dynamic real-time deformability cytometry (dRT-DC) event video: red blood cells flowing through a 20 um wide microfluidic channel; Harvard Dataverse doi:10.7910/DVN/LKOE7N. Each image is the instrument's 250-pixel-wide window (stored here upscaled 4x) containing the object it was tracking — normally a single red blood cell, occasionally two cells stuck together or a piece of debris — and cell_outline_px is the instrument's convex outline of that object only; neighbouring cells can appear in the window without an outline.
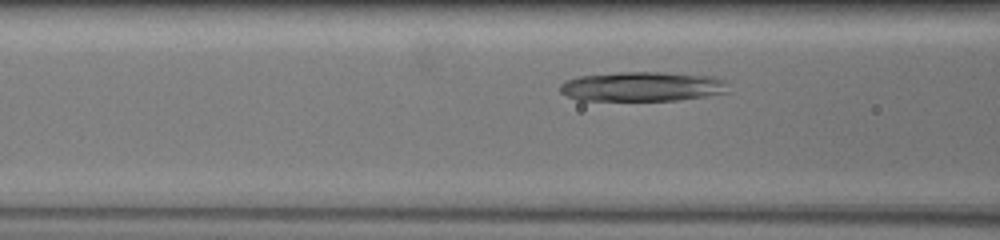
{"species": "common noctule bat (a hibernating species)", "species_latin": "Nyctalus noctula", "temperature_condition": "warm", "stored_images_in_passage": 33, "segment_of_instrument_passage": [1, 2], "camera_frame_rate_fps": 3000, "um_per_image_px": 0.085, "animal": {"sex": "female", "body_mass_g": 19.5, "forearm_length_mm": 54.1}, "frame": {"image": 1, "passage_image": 9, "time_ms": 3.0, "image_size_px": [1000, 240], "cell_outline_px": [[728, 92], [704, 96], [676, 100], [580, 100], [568, 96], [560, 92], [560, 84], [564, 80], [576, 76], [616, 72], [664, 72], [708, 76], [724, 80]], "centroid_in_image_um": [54.51, 7.34], "position_along_channel_um": 112.1, "area_um2": 28.9}}
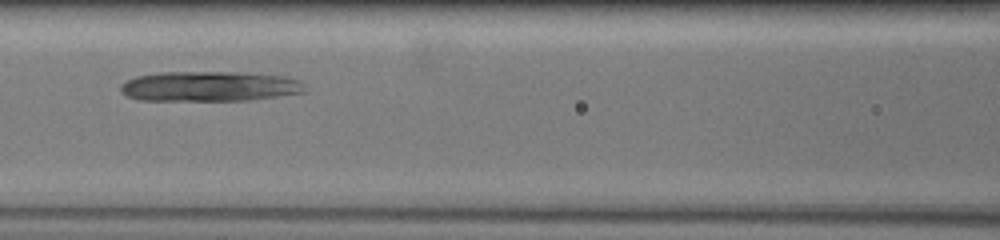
{"frame": {"image": 2, "passage_image": 11, "time_ms": 4.0, "image_size_px": [1000, 240], "cell_outline_px": [[304, 92], [248, 100], [140, 100], [128, 96], [120, 88], [120, 84], [136, 76], [160, 72], [240, 72], [284, 76], [300, 80]], "centroid_in_image_um": [17.78, 7.33], "position_along_channel_um": 148.8, "area_um2": 31.96}}
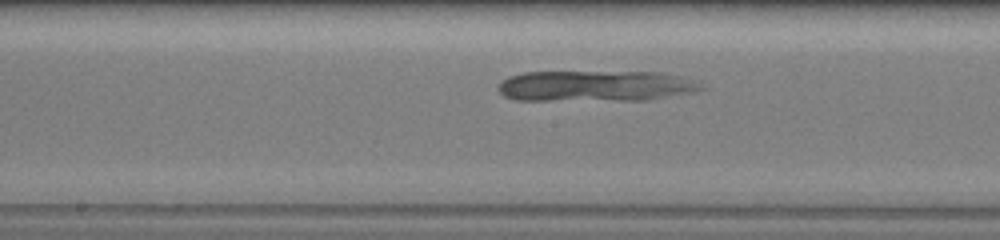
{"frame": {"image": 3, "passage_image": 15, "time_ms": 5.333, "image_size_px": [1000, 240], "cell_outline_px": [[708, 88], [688, 92], [644, 100], [516, 100], [504, 96], [500, 92], [500, 84], [508, 76], [520, 72], [660, 72], [684, 76], [704, 80]], "centroid_in_image_um": [50.72, 7.29], "position_along_channel_um": 197.5, "area_um2": 36.82}}